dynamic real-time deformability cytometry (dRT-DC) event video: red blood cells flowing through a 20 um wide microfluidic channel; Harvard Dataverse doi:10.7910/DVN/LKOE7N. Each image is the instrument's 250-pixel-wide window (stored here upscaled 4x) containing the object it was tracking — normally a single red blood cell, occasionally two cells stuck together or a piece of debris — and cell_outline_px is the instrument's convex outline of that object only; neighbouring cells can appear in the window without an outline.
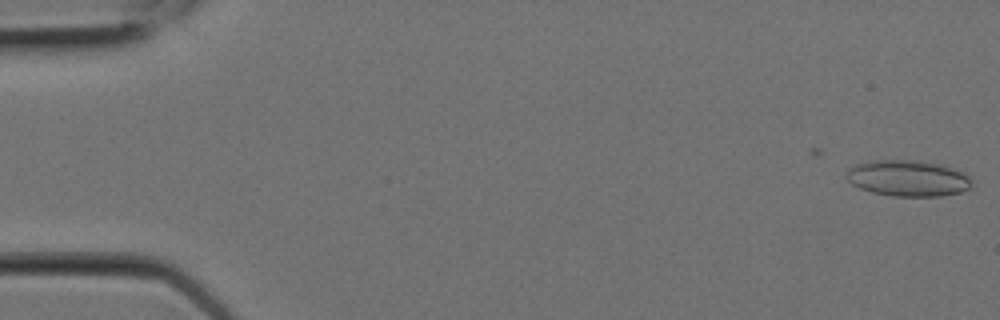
{"species": "Egyptian fruit bat (a non-hibernating species)", "species_latin": "Rousettus aegyptiacus", "temperature_condition": "room temperature", "stored_images_in_passage": 2, "camera_frame_rate_fps": 3000, "um_per_image_px": 0.085, "animal": {"sex": "female"}, "frame": {"image": 1, "passage_image": 2, "time_ms": 0.333, "image_size_px": [1000, 320], "cell_outline_px": [[972, 184], [968, 188], [960, 192], [940, 196], [892, 196], [872, 192], [860, 188], [852, 184], [848, 180], [848, 172], [852, 168], [868, 160], [920, 160], [940, 164], [964, 172], [968, 176]], "centroid_in_image_um": [77.21, 15.15], "position_along_channel_um": 7.8, "area_um2": 26.13}}